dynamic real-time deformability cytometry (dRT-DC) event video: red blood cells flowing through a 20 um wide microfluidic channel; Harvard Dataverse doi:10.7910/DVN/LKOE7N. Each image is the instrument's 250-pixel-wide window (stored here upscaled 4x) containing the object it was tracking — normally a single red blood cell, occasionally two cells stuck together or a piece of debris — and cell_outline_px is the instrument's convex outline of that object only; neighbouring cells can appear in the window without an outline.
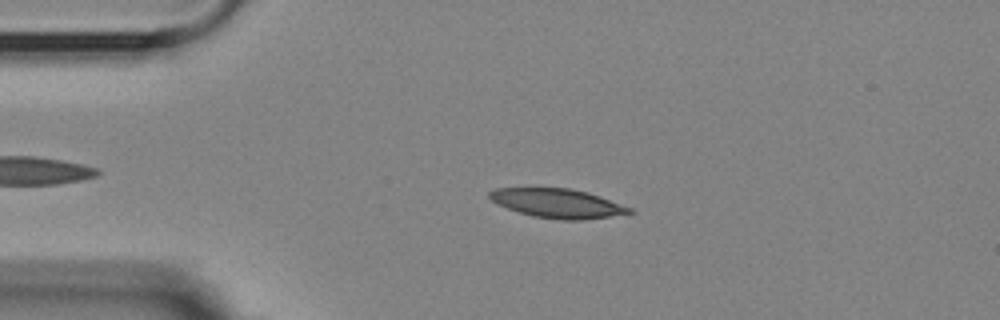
{"species": "Egyptian fruit bat (a non-hibernating species)", "species_latin": "Rousettus aegyptiacus", "temperature_condition": "room temperature", "stored_images_in_passage": 47, "camera_frame_rate_fps": 3000, "um_per_image_px": 0.085, "animal": {"sex": "female"}, "frame": {"image": 1, "passage_image": 12, "time_ms": 3.667, "image_size_px": [1000, 320], "cell_outline_px": [[636, 212], [580, 220], [560, 220], [532, 216], [508, 208], [492, 200], [488, 196], [488, 192], [496, 188], [568, 188], [588, 192], [600, 196], [632, 208]], "centroid_in_image_um": [47.41, 17.28], "position_along_channel_um": 37.6, "area_um2": 23.52}}
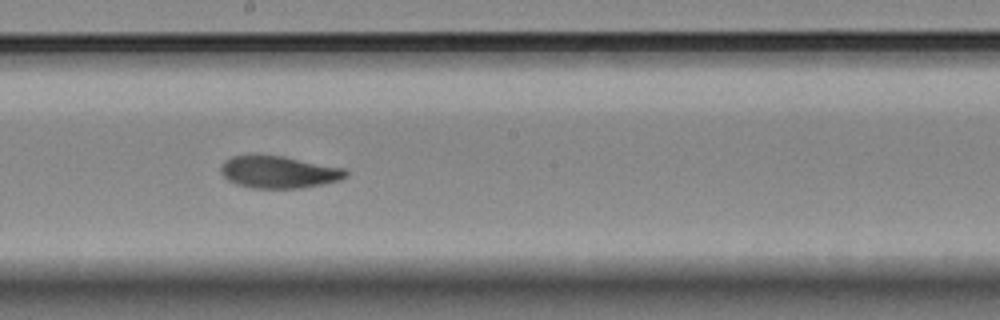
{"frame": {"image": 2, "passage_image": 30, "time_ms": 9.667, "image_size_px": [1000, 320], "cell_outline_px": [[348, 176], [340, 180], [324, 184], [300, 188], [252, 188], [236, 184], [228, 180], [220, 172], [220, 168], [224, 160], [232, 156], [252, 152], [284, 156], [344, 168], [348, 172]], "centroid_in_image_um": [23.65, 14.59], "position_along_channel_um": 224.6, "area_um2": 24.1}}
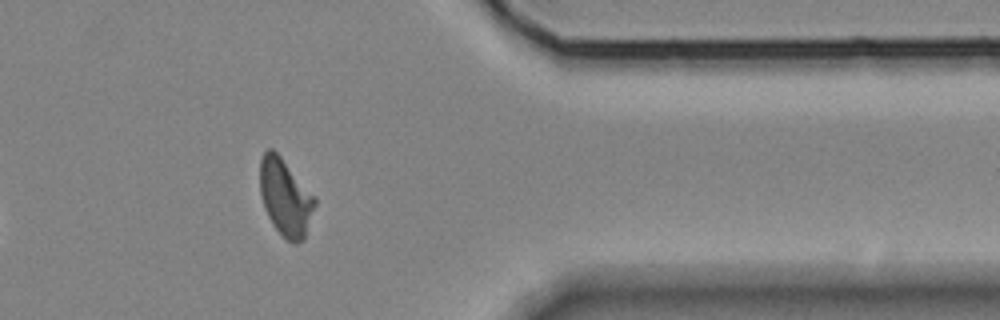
{"frame": {"image": 3, "passage_image": 45, "time_ms": 14.667, "image_size_px": [1000, 320], "cell_outline_px": [[316, 204], [304, 240], [296, 244], [288, 240], [272, 224], [264, 208], [260, 192], [260, 160], [264, 152], [268, 148], [272, 148], [280, 156], [316, 200]], "centroid_in_image_um": [24.23, 16.8], "position_along_channel_um": 387.2, "area_um2": 24.1}, "authors_computed_cell_mechanics": {"area_um2": 23.8714, "velocity_mm_per_s": 3.5915, "shape_relaxation_time_tau1_ms": 7.0497, "shape_relaxation_time_tau2_ms": 2.8257, "deformation_change_tau1": 0.183, "deformation_change_tau2": 0.0842}}